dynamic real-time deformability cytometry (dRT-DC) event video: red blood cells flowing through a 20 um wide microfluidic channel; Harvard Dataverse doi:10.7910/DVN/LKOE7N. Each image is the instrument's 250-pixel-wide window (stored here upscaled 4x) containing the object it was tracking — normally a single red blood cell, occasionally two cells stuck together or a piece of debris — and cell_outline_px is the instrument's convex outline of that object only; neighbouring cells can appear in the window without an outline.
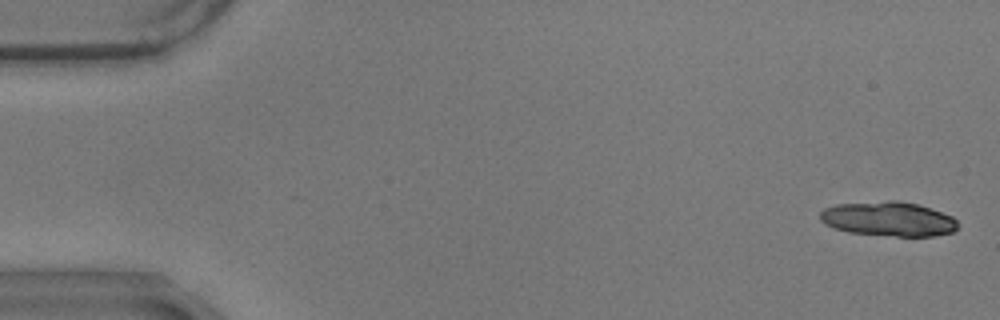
{"species": "common noctule bat (a hibernating species)", "species_latin": "Nyctalus noctula", "temperature_condition": "warm", "stored_images_in_passage": 10, "camera_frame_rate_fps": 3000, "um_per_image_px": 0.085, "animal": {"sex": "male", "body_mass_g": 17.9}, "frame": {"image": 1, "passage_image": 2, "time_ms": 0.333, "image_size_px": [1000, 320], "cell_outline_px": [[956, 228], [952, 232], [936, 236], [896, 236], [848, 232], [824, 224], [820, 220], [820, 212], [824, 208], [836, 204], [888, 200], [896, 200], [916, 204], [952, 216], [956, 220]], "centroid_in_image_um": [75.48, 18.61], "position_along_channel_um": 9.5, "area_um2": 27.51}}